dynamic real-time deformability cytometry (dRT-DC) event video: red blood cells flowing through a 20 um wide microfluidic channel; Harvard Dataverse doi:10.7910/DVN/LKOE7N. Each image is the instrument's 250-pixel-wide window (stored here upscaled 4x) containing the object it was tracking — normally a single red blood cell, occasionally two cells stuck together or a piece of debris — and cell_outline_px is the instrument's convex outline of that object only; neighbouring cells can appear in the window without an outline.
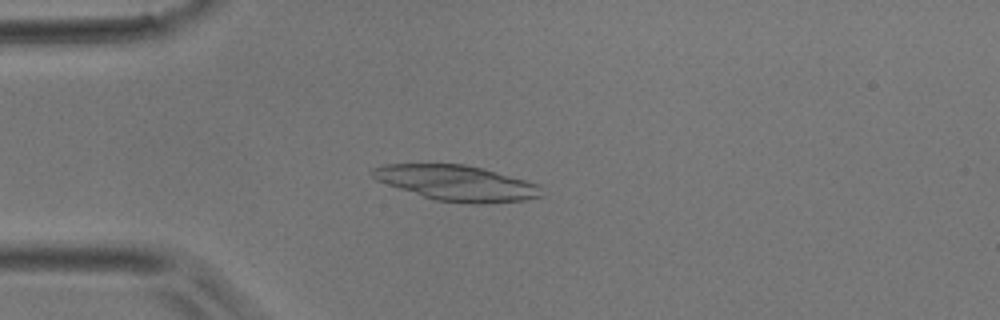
{"species": "common noctule bat (a hibernating species)", "species_latin": "Nyctalus noctula", "temperature_condition": "room temperature", "stored_images_in_passage": 2, "camera_frame_rate_fps": 3000, "um_per_image_px": 0.085, "animal": {"sex": "male", "body_mass_g": 17.9}, "frame": {"image": 1, "passage_image": 1, "time_ms": 0.0, "image_size_px": [1000, 320], "cell_outline_px": [[540, 196], [524, 200], [484, 204], [472, 204], [436, 200], [376, 180], [368, 172], [372, 168], [384, 164], [464, 164], [484, 168], [540, 184]], "centroid_in_image_um": [38.82, 15.55], "position_along_channel_um": 46.2, "area_um2": 34.74}}